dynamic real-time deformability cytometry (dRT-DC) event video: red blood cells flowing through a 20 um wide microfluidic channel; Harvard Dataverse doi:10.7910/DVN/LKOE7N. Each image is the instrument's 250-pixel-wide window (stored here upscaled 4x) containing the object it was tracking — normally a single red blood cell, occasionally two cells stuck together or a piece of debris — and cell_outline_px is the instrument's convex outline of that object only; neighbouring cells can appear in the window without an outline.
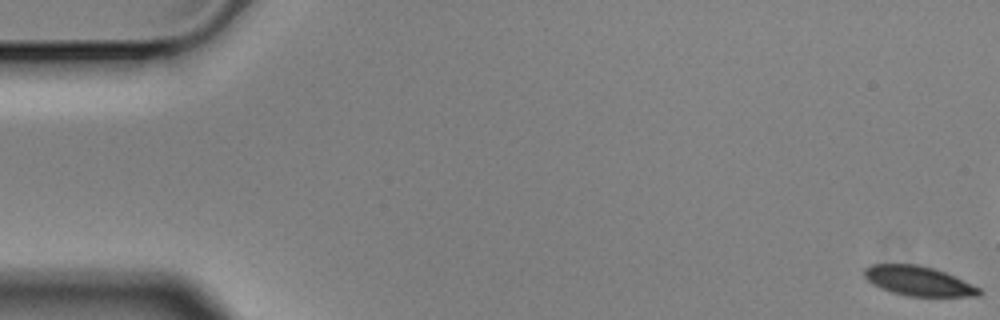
{"species": "Egyptian fruit bat (a non-hibernating species)", "species_latin": "Rousettus aegyptiacus", "temperature_condition": "cold", "stored_images_in_passage": 6, "camera_frame_rate_fps": 3000, "um_per_image_px": 0.085, "animal": {"sex": "male"}, "frame": {"image": 1, "passage_image": 1, "time_ms": 0.0, "image_size_px": [1000, 320], "cell_outline_px": [[984, 292], [980, 296], [908, 296], [892, 292], [880, 288], [872, 284], [864, 276], [864, 268], [872, 264], [916, 264], [932, 268], [944, 272], [980, 288]], "centroid_in_image_um": [78.05, 23.89], "position_along_channel_um": 6.9, "area_um2": 19.65}}